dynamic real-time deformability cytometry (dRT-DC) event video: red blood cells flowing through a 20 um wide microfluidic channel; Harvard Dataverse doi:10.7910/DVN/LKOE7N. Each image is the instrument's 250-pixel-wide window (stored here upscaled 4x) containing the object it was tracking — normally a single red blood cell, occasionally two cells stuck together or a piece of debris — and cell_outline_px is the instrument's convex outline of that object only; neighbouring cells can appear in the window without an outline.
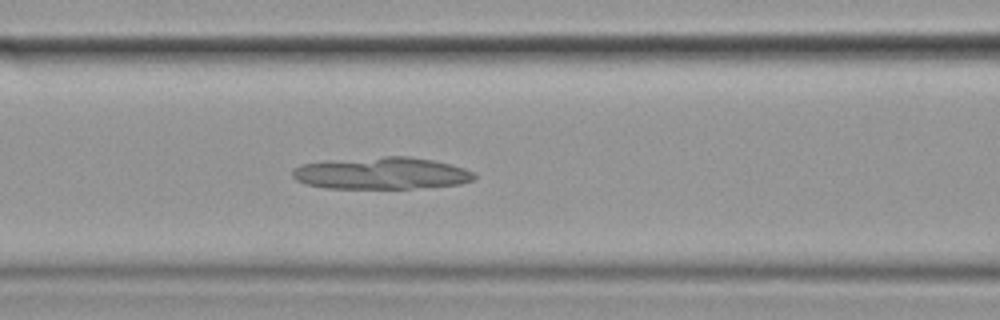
{"species": "common noctule bat (a hibernating species)", "species_latin": "Nyctalus noctula", "temperature_condition": "cold", "stored_images_in_passage": 56, "camera_frame_rate_fps": 3000, "um_per_image_px": 0.085, "animal": {"sex": "female", "body_mass_g": 19.9}, "frame": {"image": 1, "passage_image": 23, "time_ms": 7.333, "image_size_px": [1000, 320], "cell_outline_px": [[476, 176], [472, 180], [460, 184], [412, 188], [324, 188], [304, 184], [296, 180], [292, 176], [292, 168], [300, 164], [328, 160], [384, 156], [408, 156], [432, 160], [452, 164], [464, 168], [472, 172]], "centroid_in_image_um": [32.36, 14.72], "position_along_channel_um": 134.2, "area_um2": 34.1}}
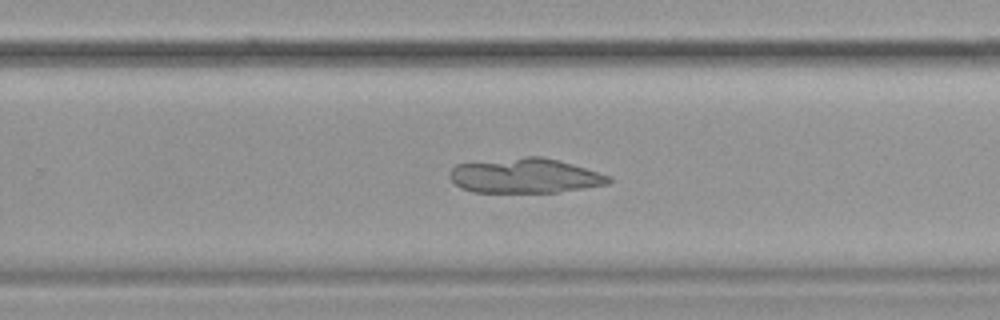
{"frame": {"image": 2, "passage_image": 36, "time_ms": 11.667, "image_size_px": [1000, 320], "cell_outline_px": [[612, 180], [608, 184], [556, 192], [472, 192], [460, 188], [448, 176], [448, 172], [456, 164], [524, 156], [540, 156], [572, 164], [612, 176]], "centroid_in_image_um": [44.6, 14.93], "position_along_channel_um": 285.2, "area_um2": 32.19}}
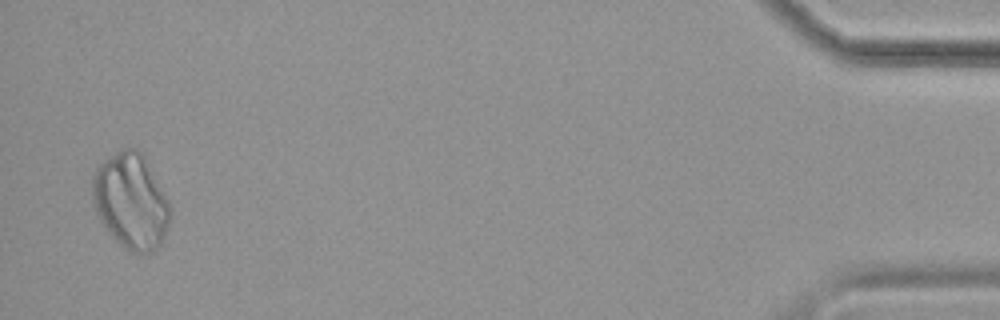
{"frame": {"image": 3, "passage_image": 55, "time_ms": 18.0, "image_size_px": [1000, 320], "cell_outline_px": [[172, 220], [160, 248], [144, 256], [140, 256], [128, 252], [112, 236], [100, 220], [92, 204], [92, 176], [96, 168], [104, 160], [116, 152], [124, 148], [136, 148], [144, 156], [168, 200], [172, 208]], "centroid_in_image_um": [11.16, 17.17], "position_along_channel_um": 424.0, "area_um2": 44.04}}